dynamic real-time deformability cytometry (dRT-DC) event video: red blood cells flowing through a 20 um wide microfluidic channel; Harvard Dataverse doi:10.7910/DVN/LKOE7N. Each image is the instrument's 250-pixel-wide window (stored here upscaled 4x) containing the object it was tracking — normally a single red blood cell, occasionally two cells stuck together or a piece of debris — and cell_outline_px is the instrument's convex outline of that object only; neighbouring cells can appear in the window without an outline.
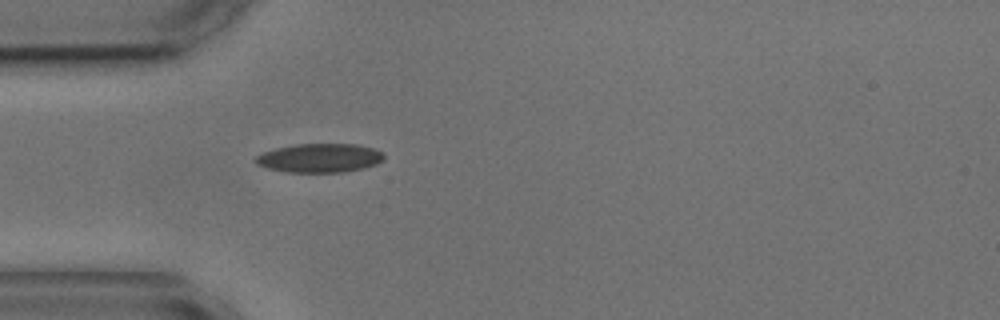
{"species": "common noctule bat (a hibernating species)", "species_latin": "Nyctalus noctula", "temperature_condition": "cold", "stored_images_in_passage": 1, "camera_frame_rate_fps": 3000, "um_per_image_px": 0.085, "animal": {"sex": "male", "body_mass_g": 17.9, "forearm_length_mm": 54.2}, "frame": {"image": 1, "passage_image": 1, "time_ms": 0.0, "image_size_px": [1000, 320], "cell_outline_px": [[384, 160], [376, 164], [364, 168], [344, 172], [288, 172], [268, 168], [256, 164], [252, 160], [256, 156], [264, 152], [276, 148], [296, 144], [356, 144], [372, 148], [384, 152]], "centroid_in_image_um": [27.18, 13.43], "position_along_channel_um": 57.8, "area_um2": 21.68}}